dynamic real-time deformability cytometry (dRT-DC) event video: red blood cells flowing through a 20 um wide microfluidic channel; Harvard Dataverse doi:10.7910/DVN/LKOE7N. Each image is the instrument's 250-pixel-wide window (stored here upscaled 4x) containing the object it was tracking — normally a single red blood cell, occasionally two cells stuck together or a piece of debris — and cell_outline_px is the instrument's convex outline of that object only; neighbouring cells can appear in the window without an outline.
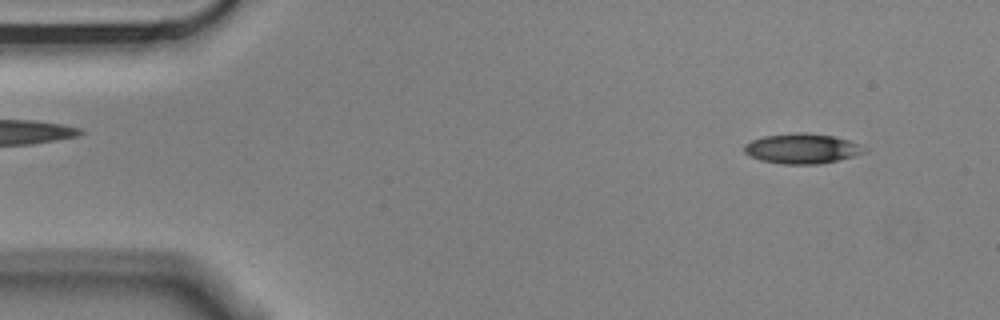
{"species": "Egyptian fruit bat (a non-hibernating species)", "species_latin": "Rousettus aegyptiacus", "temperature_condition": "cold", "stored_images_in_passage": 4, "camera_frame_rate_fps": 3000, "um_per_image_px": 0.085, "animal": {"sex": "male"}, "frame": {"image": 1, "passage_image": 1, "time_ms": 0.0, "image_size_px": [1000, 320], "cell_outline_px": [[864, 152], [852, 156], [836, 160], [816, 164], [784, 164], [760, 160], [748, 156], [744, 152], [744, 144], [752, 140], [764, 136], [796, 132], [808, 132], [832, 136], [848, 140], [856, 144]], "centroid_in_image_um": [68.05, 12.62], "position_along_channel_um": 16.9, "area_um2": 20.63}}
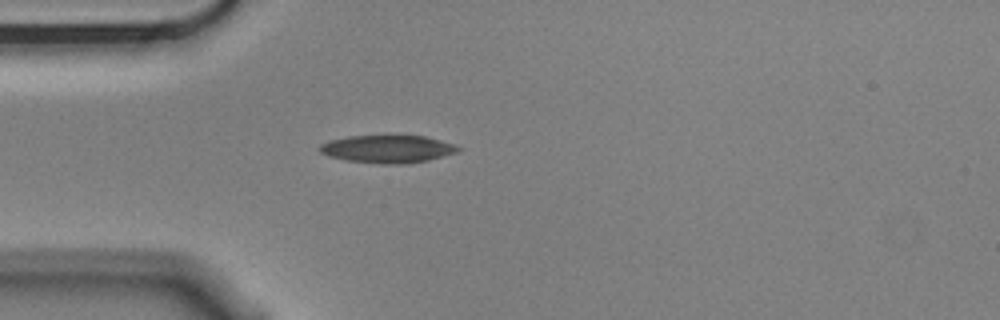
{"frame": {"image": 2, "passage_image": 4, "time_ms": 1.0, "image_size_px": [1000, 320], "cell_outline_px": [[464, 148], [456, 152], [428, 160], [404, 164], [380, 164], [344, 160], [328, 156], [320, 152], [316, 148], [320, 144], [328, 140], [348, 136], [424, 136], [440, 140]], "centroid_in_image_um": [32.88, 12.67], "position_along_channel_um": 52.1, "area_um2": 22.43}}